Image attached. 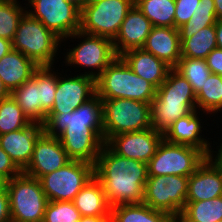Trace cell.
Wrapping results in <instances>:
<instances>
[{"instance_id":"8","label":"cell","mask_w":222,"mask_h":222,"mask_svg":"<svg viewBox=\"0 0 222 222\" xmlns=\"http://www.w3.org/2000/svg\"><path fill=\"white\" fill-rule=\"evenodd\" d=\"M188 179L178 175L148 176L143 203L178 219L186 206Z\"/></svg>"},{"instance_id":"39","label":"cell","mask_w":222,"mask_h":222,"mask_svg":"<svg viewBox=\"0 0 222 222\" xmlns=\"http://www.w3.org/2000/svg\"><path fill=\"white\" fill-rule=\"evenodd\" d=\"M199 2L200 0H175V28H180L190 20Z\"/></svg>"},{"instance_id":"34","label":"cell","mask_w":222,"mask_h":222,"mask_svg":"<svg viewBox=\"0 0 222 222\" xmlns=\"http://www.w3.org/2000/svg\"><path fill=\"white\" fill-rule=\"evenodd\" d=\"M31 123L11 96L0 101V135L25 128Z\"/></svg>"},{"instance_id":"35","label":"cell","mask_w":222,"mask_h":222,"mask_svg":"<svg viewBox=\"0 0 222 222\" xmlns=\"http://www.w3.org/2000/svg\"><path fill=\"white\" fill-rule=\"evenodd\" d=\"M196 104L208 112L222 108V76L210 74L203 88L196 94Z\"/></svg>"},{"instance_id":"42","label":"cell","mask_w":222,"mask_h":222,"mask_svg":"<svg viewBox=\"0 0 222 222\" xmlns=\"http://www.w3.org/2000/svg\"><path fill=\"white\" fill-rule=\"evenodd\" d=\"M0 222H12L10 217L9 196L5 185L0 189Z\"/></svg>"},{"instance_id":"13","label":"cell","mask_w":222,"mask_h":222,"mask_svg":"<svg viewBox=\"0 0 222 222\" xmlns=\"http://www.w3.org/2000/svg\"><path fill=\"white\" fill-rule=\"evenodd\" d=\"M162 140L163 134L151 127L112 136L105 144L119 156L148 164Z\"/></svg>"},{"instance_id":"11","label":"cell","mask_w":222,"mask_h":222,"mask_svg":"<svg viewBox=\"0 0 222 222\" xmlns=\"http://www.w3.org/2000/svg\"><path fill=\"white\" fill-rule=\"evenodd\" d=\"M43 126L52 137H58L65 129H99L103 133L102 100L96 94L71 113L47 114Z\"/></svg>"},{"instance_id":"49","label":"cell","mask_w":222,"mask_h":222,"mask_svg":"<svg viewBox=\"0 0 222 222\" xmlns=\"http://www.w3.org/2000/svg\"><path fill=\"white\" fill-rule=\"evenodd\" d=\"M95 1H97V0H78V6L81 9L83 6L91 4V3L95 2Z\"/></svg>"},{"instance_id":"22","label":"cell","mask_w":222,"mask_h":222,"mask_svg":"<svg viewBox=\"0 0 222 222\" xmlns=\"http://www.w3.org/2000/svg\"><path fill=\"white\" fill-rule=\"evenodd\" d=\"M39 67L33 59L12 49L0 59V79L12 92L32 78Z\"/></svg>"},{"instance_id":"51","label":"cell","mask_w":222,"mask_h":222,"mask_svg":"<svg viewBox=\"0 0 222 222\" xmlns=\"http://www.w3.org/2000/svg\"><path fill=\"white\" fill-rule=\"evenodd\" d=\"M69 1H72L78 5V0H69Z\"/></svg>"},{"instance_id":"19","label":"cell","mask_w":222,"mask_h":222,"mask_svg":"<svg viewBox=\"0 0 222 222\" xmlns=\"http://www.w3.org/2000/svg\"><path fill=\"white\" fill-rule=\"evenodd\" d=\"M142 49L153 54L171 68H175L181 58V41L178 29L154 26Z\"/></svg>"},{"instance_id":"25","label":"cell","mask_w":222,"mask_h":222,"mask_svg":"<svg viewBox=\"0 0 222 222\" xmlns=\"http://www.w3.org/2000/svg\"><path fill=\"white\" fill-rule=\"evenodd\" d=\"M195 107V103H182V100L154 99L151 103L152 128L164 135L175 121L189 115Z\"/></svg>"},{"instance_id":"1","label":"cell","mask_w":222,"mask_h":222,"mask_svg":"<svg viewBox=\"0 0 222 222\" xmlns=\"http://www.w3.org/2000/svg\"><path fill=\"white\" fill-rule=\"evenodd\" d=\"M94 176L101 182L111 207L143 203L146 163L119 156L104 144L94 165Z\"/></svg>"},{"instance_id":"40","label":"cell","mask_w":222,"mask_h":222,"mask_svg":"<svg viewBox=\"0 0 222 222\" xmlns=\"http://www.w3.org/2000/svg\"><path fill=\"white\" fill-rule=\"evenodd\" d=\"M22 171L11 160L10 156L0 146V178L7 182L20 175Z\"/></svg>"},{"instance_id":"18","label":"cell","mask_w":222,"mask_h":222,"mask_svg":"<svg viewBox=\"0 0 222 222\" xmlns=\"http://www.w3.org/2000/svg\"><path fill=\"white\" fill-rule=\"evenodd\" d=\"M153 27L150 20L134 5L126 15L118 35L113 40L117 56H121L132 49L142 48ZM117 40L118 42H116Z\"/></svg>"},{"instance_id":"7","label":"cell","mask_w":222,"mask_h":222,"mask_svg":"<svg viewBox=\"0 0 222 222\" xmlns=\"http://www.w3.org/2000/svg\"><path fill=\"white\" fill-rule=\"evenodd\" d=\"M207 156L199 149L167 142H160L155 155L148 162V176L178 175L189 177Z\"/></svg>"},{"instance_id":"36","label":"cell","mask_w":222,"mask_h":222,"mask_svg":"<svg viewBox=\"0 0 222 222\" xmlns=\"http://www.w3.org/2000/svg\"><path fill=\"white\" fill-rule=\"evenodd\" d=\"M51 66H40L37 69V85L40 88L41 124L51 111L55 100L57 77L50 73Z\"/></svg>"},{"instance_id":"32","label":"cell","mask_w":222,"mask_h":222,"mask_svg":"<svg viewBox=\"0 0 222 222\" xmlns=\"http://www.w3.org/2000/svg\"><path fill=\"white\" fill-rule=\"evenodd\" d=\"M190 20L178 28L180 39H188L200 29L216 24L214 0H200Z\"/></svg>"},{"instance_id":"24","label":"cell","mask_w":222,"mask_h":222,"mask_svg":"<svg viewBox=\"0 0 222 222\" xmlns=\"http://www.w3.org/2000/svg\"><path fill=\"white\" fill-rule=\"evenodd\" d=\"M73 204L81 216H110L111 206L101 182L94 176L76 194Z\"/></svg>"},{"instance_id":"12","label":"cell","mask_w":222,"mask_h":222,"mask_svg":"<svg viewBox=\"0 0 222 222\" xmlns=\"http://www.w3.org/2000/svg\"><path fill=\"white\" fill-rule=\"evenodd\" d=\"M88 36L85 41L73 48L66 57L68 64H78L80 66L98 68L96 79L107 68V66L118 56L115 53L113 40L96 35L84 34L77 31L71 35L80 37Z\"/></svg>"},{"instance_id":"47","label":"cell","mask_w":222,"mask_h":222,"mask_svg":"<svg viewBox=\"0 0 222 222\" xmlns=\"http://www.w3.org/2000/svg\"><path fill=\"white\" fill-rule=\"evenodd\" d=\"M11 96V92L6 88L2 80L0 79V101Z\"/></svg>"},{"instance_id":"4","label":"cell","mask_w":222,"mask_h":222,"mask_svg":"<svg viewBox=\"0 0 222 222\" xmlns=\"http://www.w3.org/2000/svg\"><path fill=\"white\" fill-rule=\"evenodd\" d=\"M12 222H43L48 203L39 179L23 172L5 182Z\"/></svg>"},{"instance_id":"3","label":"cell","mask_w":222,"mask_h":222,"mask_svg":"<svg viewBox=\"0 0 222 222\" xmlns=\"http://www.w3.org/2000/svg\"><path fill=\"white\" fill-rule=\"evenodd\" d=\"M103 140L151 128V104L132 99L102 100Z\"/></svg>"},{"instance_id":"26","label":"cell","mask_w":222,"mask_h":222,"mask_svg":"<svg viewBox=\"0 0 222 222\" xmlns=\"http://www.w3.org/2000/svg\"><path fill=\"white\" fill-rule=\"evenodd\" d=\"M168 213L154 210L145 203L119 204L111 207L110 222H171Z\"/></svg>"},{"instance_id":"50","label":"cell","mask_w":222,"mask_h":222,"mask_svg":"<svg viewBox=\"0 0 222 222\" xmlns=\"http://www.w3.org/2000/svg\"><path fill=\"white\" fill-rule=\"evenodd\" d=\"M5 185V181L0 178V189Z\"/></svg>"},{"instance_id":"9","label":"cell","mask_w":222,"mask_h":222,"mask_svg":"<svg viewBox=\"0 0 222 222\" xmlns=\"http://www.w3.org/2000/svg\"><path fill=\"white\" fill-rule=\"evenodd\" d=\"M94 177V165L70 160L60 169L39 178L48 201H73L76 194Z\"/></svg>"},{"instance_id":"30","label":"cell","mask_w":222,"mask_h":222,"mask_svg":"<svg viewBox=\"0 0 222 222\" xmlns=\"http://www.w3.org/2000/svg\"><path fill=\"white\" fill-rule=\"evenodd\" d=\"M155 99L182 100V103H196V94L191 84L172 68L164 83L157 88Z\"/></svg>"},{"instance_id":"6","label":"cell","mask_w":222,"mask_h":222,"mask_svg":"<svg viewBox=\"0 0 222 222\" xmlns=\"http://www.w3.org/2000/svg\"><path fill=\"white\" fill-rule=\"evenodd\" d=\"M133 0H97L83 6L80 14V31L114 40Z\"/></svg>"},{"instance_id":"21","label":"cell","mask_w":222,"mask_h":222,"mask_svg":"<svg viewBox=\"0 0 222 222\" xmlns=\"http://www.w3.org/2000/svg\"><path fill=\"white\" fill-rule=\"evenodd\" d=\"M135 74L159 88L172 69L165 62L142 48L126 51L121 55Z\"/></svg>"},{"instance_id":"28","label":"cell","mask_w":222,"mask_h":222,"mask_svg":"<svg viewBox=\"0 0 222 222\" xmlns=\"http://www.w3.org/2000/svg\"><path fill=\"white\" fill-rule=\"evenodd\" d=\"M181 57L206 59L217 48L215 25L200 29L188 39H180Z\"/></svg>"},{"instance_id":"23","label":"cell","mask_w":222,"mask_h":222,"mask_svg":"<svg viewBox=\"0 0 222 222\" xmlns=\"http://www.w3.org/2000/svg\"><path fill=\"white\" fill-rule=\"evenodd\" d=\"M198 120L196 110H193L189 115L175 121L163 138L170 143L197 148L207 156L211 150H209L207 141L198 137L201 130Z\"/></svg>"},{"instance_id":"5","label":"cell","mask_w":222,"mask_h":222,"mask_svg":"<svg viewBox=\"0 0 222 222\" xmlns=\"http://www.w3.org/2000/svg\"><path fill=\"white\" fill-rule=\"evenodd\" d=\"M25 12L12 40L13 50L33 59L39 66H51L60 38Z\"/></svg>"},{"instance_id":"16","label":"cell","mask_w":222,"mask_h":222,"mask_svg":"<svg viewBox=\"0 0 222 222\" xmlns=\"http://www.w3.org/2000/svg\"><path fill=\"white\" fill-rule=\"evenodd\" d=\"M58 139L71 160L86 161L93 165L105 144L99 129H65Z\"/></svg>"},{"instance_id":"33","label":"cell","mask_w":222,"mask_h":222,"mask_svg":"<svg viewBox=\"0 0 222 222\" xmlns=\"http://www.w3.org/2000/svg\"><path fill=\"white\" fill-rule=\"evenodd\" d=\"M174 69L191 84L195 94L203 88V84L212 74L206 59L199 58L181 57Z\"/></svg>"},{"instance_id":"41","label":"cell","mask_w":222,"mask_h":222,"mask_svg":"<svg viewBox=\"0 0 222 222\" xmlns=\"http://www.w3.org/2000/svg\"><path fill=\"white\" fill-rule=\"evenodd\" d=\"M207 66L213 74L222 76V49L216 48L206 58Z\"/></svg>"},{"instance_id":"52","label":"cell","mask_w":222,"mask_h":222,"mask_svg":"<svg viewBox=\"0 0 222 222\" xmlns=\"http://www.w3.org/2000/svg\"><path fill=\"white\" fill-rule=\"evenodd\" d=\"M171 222H179V221H177V219H173Z\"/></svg>"},{"instance_id":"43","label":"cell","mask_w":222,"mask_h":222,"mask_svg":"<svg viewBox=\"0 0 222 222\" xmlns=\"http://www.w3.org/2000/svg\"><path fill=\"white\" fill-rule=\"evenodd\" d=\"M12 49V41L0 38V59Z\"/></svg>"},{"instance_id":"15","label":"cell","mask_w":222,"mask_h":222,"mask_svg":"<svg viewBox=\"0 0 222 222\" xmlns=\"http://www.w3.org/2000/svg\"><path fill=\"white\" fill-rule=\"evenodd\" d=\"M70 160L58 137L49 136L44 132L37 139L29 165L22 172L39 179L60 169Z\"/></svg>"},{"instance_id":"20","label":"cell","mask_w":222,"mask_h":222,"mask_svg":"<svg viewBox=\"0 0 222 222\" xmlns=\"http://www.w3.org/2000/svg\"><path fill=\"white\" fill-rule=\"evenodd\" d=\"M222 196V172L207 158L189 176L186 202L210 200Z\"/></svg>"},{"instance_id":"29","label":"cell","mask_w":222,"mask_h":222,"mask_svg":"<svg viewBox=\"0 0 222 222\" xmlns=\"http://www.w3.org/2000/svg\"><path fill=\"white\" fill-rule=\"evenodd\" d=\"M180 222H218L222 220V196L197 202H186Z\"/></svg>"},{"instance_id":"45","label":"cell","mask_w":222,"mask_h":222,"mask_svg":"<svg viewBox=\"0 0 222 222\" xmlns=\"http://www.w3.org/2000/svg\"><path fill=\"white\" fill-rule=\"evenodd\" d=\"M222 145V144H221ZM215 162H213L211 152L207 154V159L220 171H222V146H220L219 153L216 156Z\"/></svg>"},{"instance_id":"31","label":"cell","mask_w":222,"mask_h":222,"mask_svg":"<svg viewBox=\"0 0 222 222\" xmlns=\"http://www.w3.org/2000/svg\"><path fill=\"white\" fill-rule=\"evenodd\" d=\"M135 6L153 26L175 27V0H137Z\"/></svg>"},{"instance_id":"17","label":"cell","mask_w":222,"mask_h":222,"mask_svg":"<svg viewBox=\"0 0 222 222\" xmlns=\"http://www.w3.org/2000/svg\"><path fill=\"white\" fill-rule=\"evenodd\" d=\"M43 133L44 126L32 122L25 128L0 135V146L23 171L29 165L37 139Z\"/></svg>"},{"instance_id":"44","label":"cell","mask_w":222,"mask_h":222,"mask_svg":"<svg viewBox=\"0 0 222 222\" xmlns=\"http://www.w3.org/2000/svg\"><path fill=\"white\" fill-rule=\"evenodd\" d=\"M79 222H110V216H82Z\"/></svg>"},{"instance_id":"37","label":"cell","mask_w":222,"mask_h":222,"mask_svg":"<svg viewBox=\"0 0 222 222\" xmlns=\"http://www.w3.org/2000/svg\"><path fill=\"white\" fill-rule=\"evenodd\" d=\"M16 0H0V38L12 41L18 23L25 14Z\"/></svg>"},{"instance_id":"46","label":"cell","mask_w":222,"mask_h":222,"mask_svg":"<svg viewBox=\"0 0 222 222\" xmlns=\"http://www.w3.org/2000/svg\"><path fill=\"white\" fill-rule=\"evenodd\" d=\"M217 48L222 49V20H217L215 24Z\"/></svg>"},{"instance_id":"14","label":"cell","mask_w":222,"mask_h":222,"mask_svg":"<svg viewBox=\"0 0 222 222\" xmlns=\"http://www.w3.org/2000/svg\"><path fill=\"white\" fill-rule=\"evenodd\" d=\"M94 95H96V74L93 72L67 80L57 78L55 100L48 114L71 113Z\"/></svg>"},{"instance_id":"27","label":"cell","mask_w":222,"mask_h":222,"mask_svg":"<svg viewBox=\"0 0 222 222\" xmlns=\"http://www.w3.org/2000/svg\"><path fill=\"white\" fill-rule=\"evenodd\" d=\"M11 97L18 103L31 122L41 124L40 88L37 85V70L32 78L11 92Z\"/></svg>"},{"instance_id":"38","label":"cell","mask_w":222,"mask_h":222,"mask_svg":"<svg viewBox=\"0 0 222 222\" xmlns=\"http://www.w3.org/2000/svg\"><path fill=\"white\" fill-rule=\"evenodd\" d=\"M81 217L72 201H48L43 222H79Z\"/></svg>"},{"instance_id":"48","label":"cell","mask_w":222,"mask_h":222,"mask_svg":"<svg viewBox=\"0 0 222 222\" xmlns=\"http://www.w3.org/2000/svg\"><path fill=\"white\" fill-rule=\"evenodd\" d=\"M215 10H216V19L222 20V0H214Z\"/></svg>"},{"instance_id":"10","label":"cell","mask_w":222,"mask_h":222,"mask_svg":"<svg viewBox=\"0 0 222 222\" xmlns=\"http://www.w3.org/2000/svg\"><path fill=\"white\" fill-rule=\"evenodd\" d=\"M29 3L35 14L28 13L60 39L80 31L81 9L76 3L69 0H29Z\"/></svg>"},{"instance_id":"2","label":"cell","mask_w":222,"mask_h":222,"mask_svg":"<svg viewBox=\"0 0 222 222\" xmlns=\"http://www.w3.org/2000/svg\"><path fill=\"white\" fill-rule=\"evenodd\" d=\"M157 88L133 72L121 56L114 59L96 79L101 100L132 99L152 103Z\"/></svg>"}]
</instances>
